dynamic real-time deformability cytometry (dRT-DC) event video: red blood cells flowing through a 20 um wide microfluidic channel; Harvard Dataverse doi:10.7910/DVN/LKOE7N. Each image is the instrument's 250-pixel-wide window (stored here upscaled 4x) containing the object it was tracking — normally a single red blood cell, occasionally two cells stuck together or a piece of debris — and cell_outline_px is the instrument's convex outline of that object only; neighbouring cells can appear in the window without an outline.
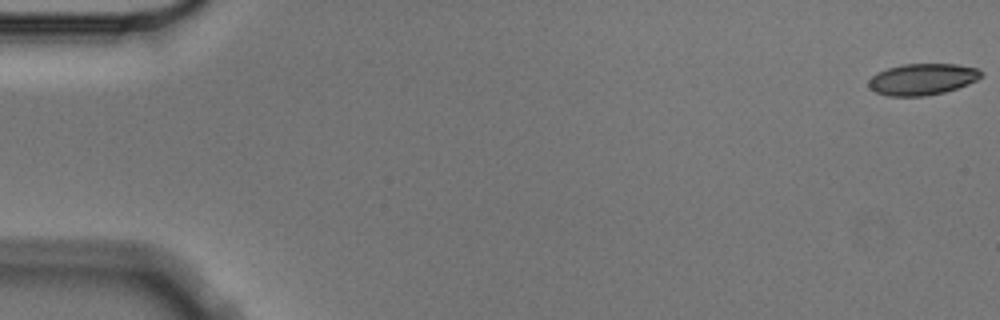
{"species": "Egyptian fruit bat (a non-hibernating species)", "species_latin": "Rousettus aegyptiacus", "temperature_condition": "cold", "stored_images_in_passage": 5, "segment_of_instrument_passage": [2, 2], "camera_frame_rate_fps": 3000, "um_per_image_px": 0.085, "animal": {"sex": "male"}, "frame": {"image": 1, "passage_image": 5, "time_ms": 1.333, "image_size_px": [1000, 320], "cell_outline_px": [[980, 76], [976, 80], [968, 84], [944, 92], [924, 96], [888, 96], [876, 92], [868, 84], [868, 80], [872, 76], [888, 68], [904, 64], [956, 64], [976, 68], [980, 72]], "centroid_in_image_um": [78.38, 6.74], "position_along_channel_um": 6.6, "area_um2": 20.23}}